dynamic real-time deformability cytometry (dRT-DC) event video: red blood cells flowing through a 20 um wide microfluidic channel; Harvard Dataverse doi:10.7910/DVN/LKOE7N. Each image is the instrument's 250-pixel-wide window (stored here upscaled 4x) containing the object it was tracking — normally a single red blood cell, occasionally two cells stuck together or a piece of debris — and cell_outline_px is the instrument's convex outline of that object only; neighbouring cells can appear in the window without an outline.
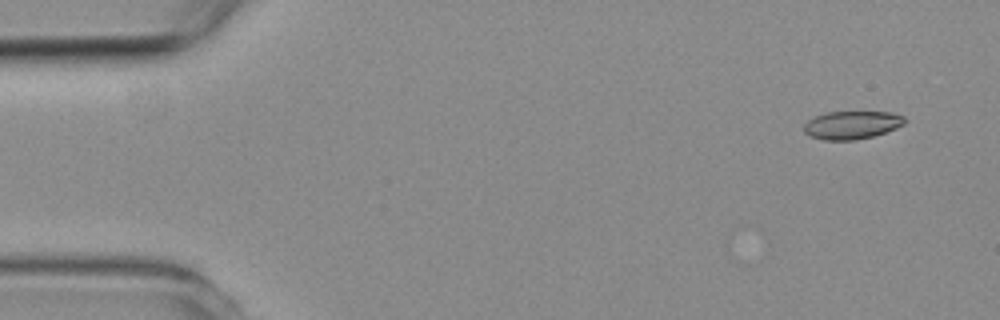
{"species": "common noctule bat (a hibernating species)", "species_latin": "Nyctalus noctula", "temperature_condition": "room temperature", "stored_images_in_passage": 3, "camera_frame_rate_fps": 3000, "um_per_image_px": 0.085, "animal": {"sex": "female", "body_mass_g": 19.3, "forearm_length_mm": 54.1}, "frame": {"image": 1, "passage_image": 1, "time_ms": 0.0, "image_size_px": [1000, 320], "cell_outline_px": [[904, 124], [896, 128], [872, 136], [856, 140], [824, 140], [808, 136], [804, 132], [804, 124], [808, 120], [816, 116], [828, 112], [892, 112], [904, 116]], "centroid_in_image_um": [72.38, 10.63], "position_along_channel_um": 12.6, "area_um2": 16.42}}